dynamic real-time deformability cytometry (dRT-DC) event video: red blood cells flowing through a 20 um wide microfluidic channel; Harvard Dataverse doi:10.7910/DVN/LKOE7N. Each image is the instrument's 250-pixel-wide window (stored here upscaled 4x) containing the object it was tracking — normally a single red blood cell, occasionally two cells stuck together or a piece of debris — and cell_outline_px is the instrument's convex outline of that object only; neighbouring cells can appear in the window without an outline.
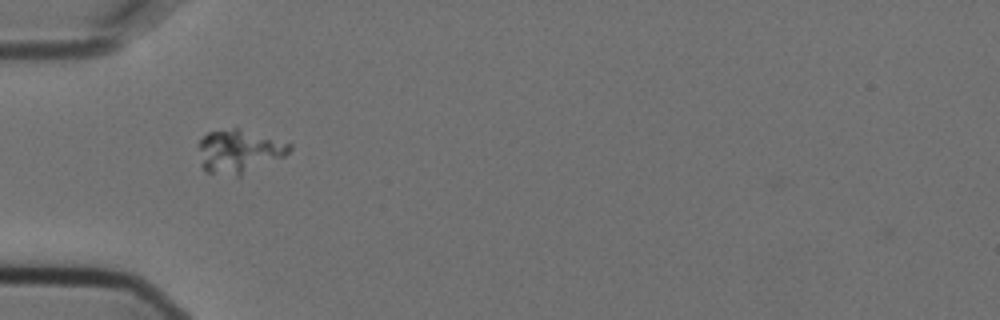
{"species": "Egyptian fruit bat (a non-hibernating species)", "species_latin": "Rousettus aegyptiacus", "temperature_condition": "cold", "stored_images_in_passage": 39, "camera_frame_rate_fps": 3000, "um_per_image_px": 0.085, "animal": {"sex": "female"}, "frame": {"image": 1, "passage_image": 1, "time_ms": 0.0, "image_size_px": [1000, 320], "cell_outline_px": [[292, 148], [284, 156], [240, 176], [236, 176], [208, 172], [200, 164], [196, 144], [208, 132], [232, 128], [236, 128], [292, 144]], "centroid_in_image_um": [20.25, 12.87], "position_along_channel_um": 64.7, "area_um2": 22.77}}
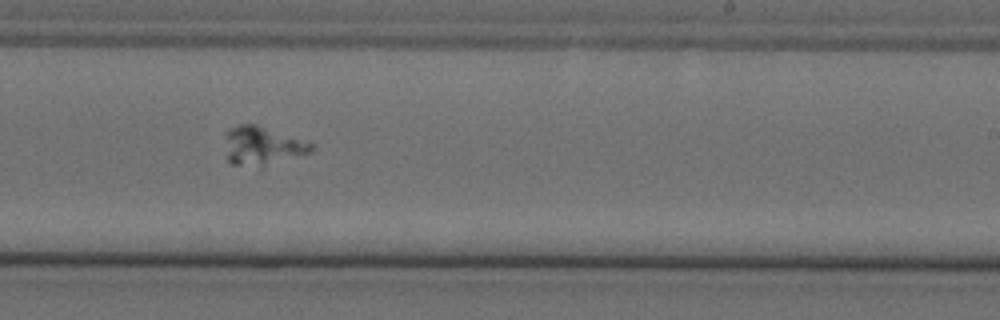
{"frame": {"image": 2, "passage_image": 18, "time_ms": 5.667, "image_size_px": [1000, 320], "cell_outline_px": [[316, 144], [312, 152], [260, 172], [232, 164], [228, 160], [224, 136], [224, 132], [228, 128], [236, 124], [256, 124]], "centroid_in_image_um": [22.31, 12.49], "position_along_channel_um": 266.7, "area_um2": 21.04}}
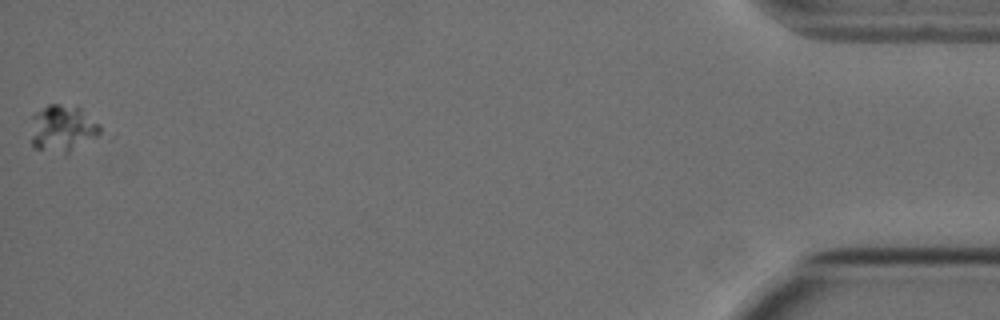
{"frame": {"image": 3, "passage_image": 39, "time_ms": 12.667, "image_size_px": [1000, 320], "cell_outline_px": [[104, 132], [68, 156], [32, 148], [32, 116], [36, 112], [48, 104], [60, 104], [80, 108], [100, 124]], "centroid_in_image_um": [5.36, 10.98], "position_along_channel_um": 429.8, "area_um2": 19.54}}